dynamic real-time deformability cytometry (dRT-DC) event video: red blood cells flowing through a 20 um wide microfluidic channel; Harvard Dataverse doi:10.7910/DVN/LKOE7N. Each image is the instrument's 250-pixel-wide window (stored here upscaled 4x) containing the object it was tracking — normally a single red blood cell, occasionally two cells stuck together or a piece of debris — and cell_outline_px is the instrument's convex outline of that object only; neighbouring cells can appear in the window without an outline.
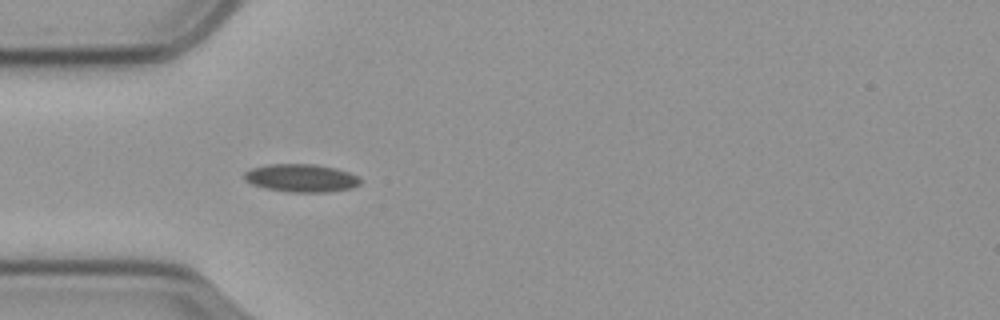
{"species": "common noctule bat (a hibernating species)", "species_latin": "Nyctalus noctula", "temperature_condition": "cold", "stored_images_in_passage": 14, "camera_frame_rate_fps": 3000, "um_per_image_px": 0.085, "animal": {"sex": "male", "body_mass_g": 23.1, "forearm_length_mm": 52.7}, "frame": {"image": 1, "passage_image": 7, "time_ms": 2.0, "image_size_px": [1000, 320], "cell_outline_px": [[360, 184], [352, 188], [328, 192], [288, 192], [264, 188], [252, 184], [244, 180], [244, 172], [252, 168], [268, 164], [312, 164], [336, 168], [360, 176]], "centroid_in_image_um": [25.6, 15.13], "position_along_channel_um": 59.4, "area_um2": 19.02}}
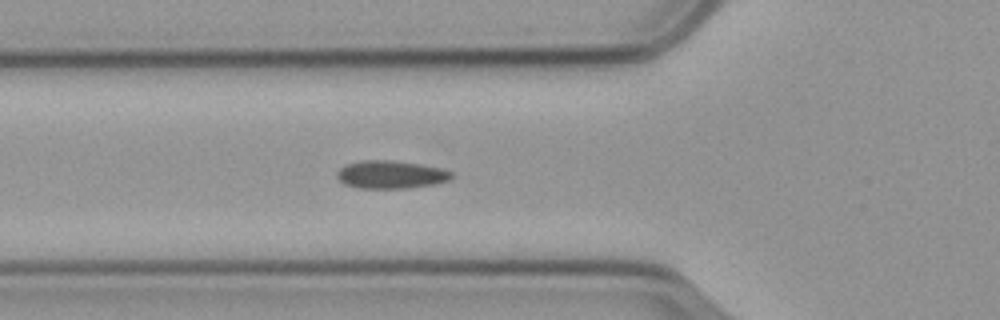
{"frame": {"image": 2, "passage_image": 10, "time_ms": 3.0, "image_size_px": [1000, 320], "cell_outline_px": [[452, 176], [448, 180], [436, 184], [404, 188], [360, 188], [344, 184], [336, 176], [336, 172], [340, 168], [348, 164], [364, 160], [392, 160], [440, 168], [452, 172]], "centroid_in_image_um": [33.19, 14.84], "position_along_channel_um": 92.6, "area_um2": 18.38}}